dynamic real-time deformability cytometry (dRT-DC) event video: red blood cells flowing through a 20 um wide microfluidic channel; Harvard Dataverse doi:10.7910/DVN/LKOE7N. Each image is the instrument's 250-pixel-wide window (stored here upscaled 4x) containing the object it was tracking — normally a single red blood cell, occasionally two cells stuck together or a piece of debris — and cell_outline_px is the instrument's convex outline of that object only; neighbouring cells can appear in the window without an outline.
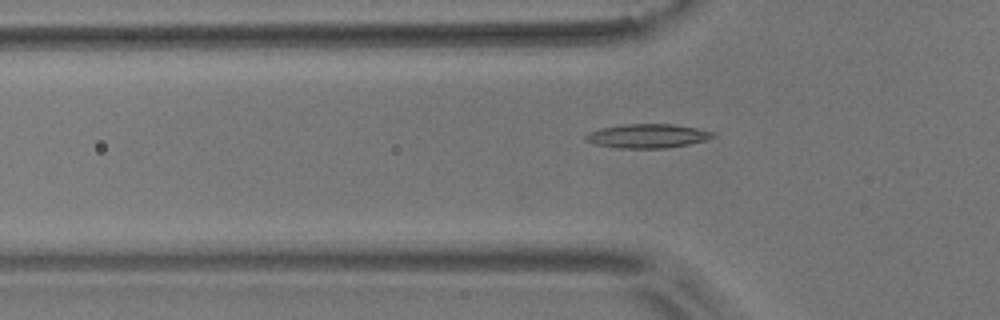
{"species": "common noctule bat (a hibernating species)", "species_latin": "Nyctalus noctula", "temperature_condition": "room temperature", "stored_images_in_passage": 40, "camera_frame_rate_fps": 3000, "um_per_image_px": 0.085, "animal": {"sex": "male", "body_mass_g": 17.9}, "frame": {"image": 1, "passage_image": 3, "time_ms": 0.667, "image_size_px": [1000, 320], "cell_outline_px": [[716, 136], [704, 140], [688, 144], [668, 148], [620, 148], [592, 144], [584, 140], [584, 136], [588, 132], [604, 128], [624, 124], [672, 124], [696, 128], [716, 132]], "centroid_in_image_um": [55.02, 11.56], "position_along_channel_um": 70.8, "area_um2": 17.8}}
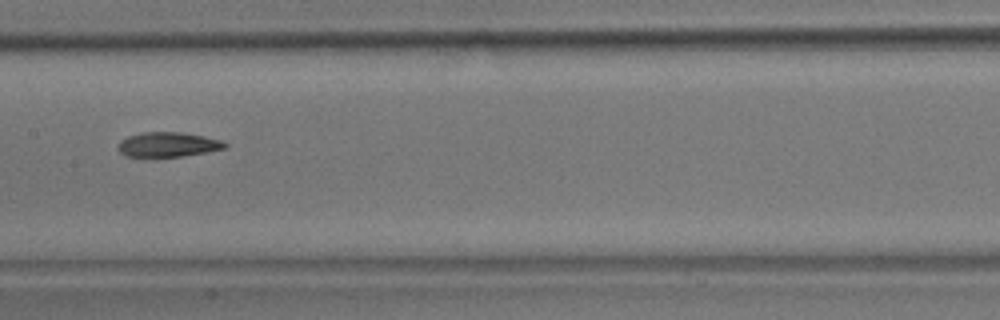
{"frame": {"image": 2, "passage_image": 13, "time_ms": 4.0, "image_size_px": [1000, 320], "cell_outline_px": [[228, 148], [180, 156], [128, 156], [120, 152], [116, 148], [120, 140], [128, 136], [144, 132], [180, 132], [204, 136], [220, 140], [228, 144]], "centroid_in_image_um": [14.27, 12.27], "position_along_channel_um": 193.1, "area_um2": 15.2}}
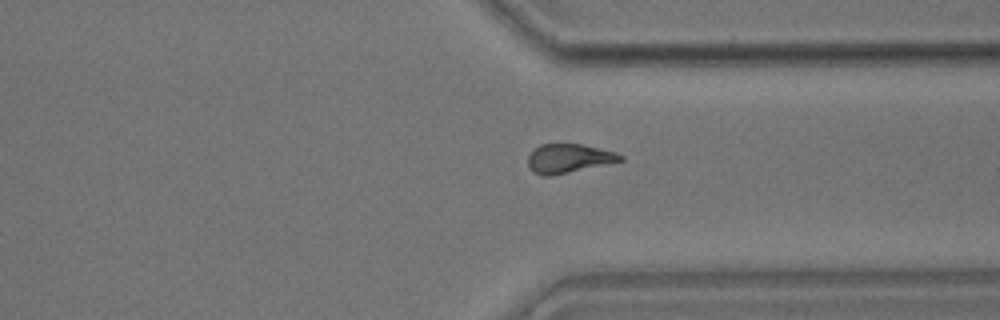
{"frame": {"image": 3, "passage_image": 27, "time_ms": 8.667, "image_size_px": [1000, 320], "cell_outline_px": [[624, 160], [552, 176], [544, 176], [536, 172], [528, 164], [528, 156], [540, 144], [584, 144], [616, 152], [624, 156]], "centroid_in_image_um": [48.38, 13.45], "position_along_channel_um": 363.0, "area_um2": 15.43}, "authors_computed_cell_mechanics": {"area_um2": 15.8372, "velocity_mm_per_s": 3.6506, "shape_relaxation_time_tau1_ms": 5.5821, "shape_relaxation_time_tau2_ms": 3.9111, "deformation_change_tau1": 0.1873, "deformation_change_tau2": 0.1255}}